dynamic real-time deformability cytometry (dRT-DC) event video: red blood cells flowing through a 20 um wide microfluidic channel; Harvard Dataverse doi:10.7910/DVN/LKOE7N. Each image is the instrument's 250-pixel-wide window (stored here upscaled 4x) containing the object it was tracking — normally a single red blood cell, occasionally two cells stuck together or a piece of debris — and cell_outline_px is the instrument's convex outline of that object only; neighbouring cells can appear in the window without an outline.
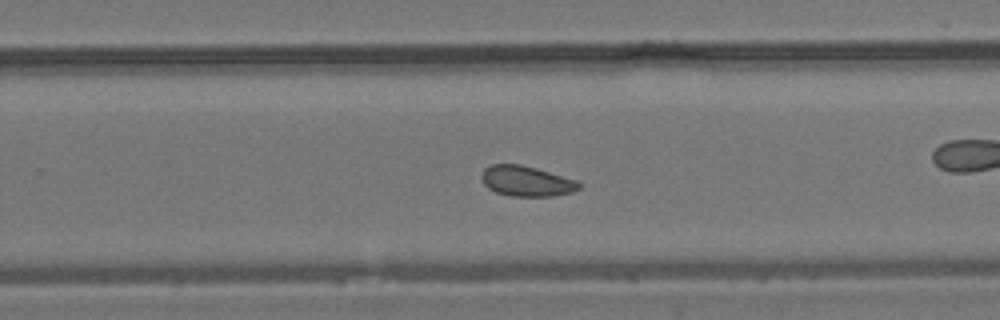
{"species": "common noctule bat (a hibernating species)", "species_latin": "Nyctalus noctula", "temperature_condition": "room temperature", "stored_images_in_passage": 41, "camera_frame_rate_fps": 3000, "um_per_image_px": 0.085, "animal": {"sex": "male", "body_mass_g": 19.2, "forearm_length_mm": 51.8}, "frame": {"image": 1, "passage_image": 24, "time_ms": 7.667, "image_size_px": [1000, 320], "cell_outline_px": [[580, 188], [572, 192], [552, 196], [512, 196], [496, 192], [488, 188], [484, 184], [480, 176], [484, 168], [492, 164], [520, 164], [536, 168], [576, 180], [580, 184]], "centroid_in_image_um": [44.72, 15.39], "position_along_channel_um": 285.1, "area_um2": 17.17}}